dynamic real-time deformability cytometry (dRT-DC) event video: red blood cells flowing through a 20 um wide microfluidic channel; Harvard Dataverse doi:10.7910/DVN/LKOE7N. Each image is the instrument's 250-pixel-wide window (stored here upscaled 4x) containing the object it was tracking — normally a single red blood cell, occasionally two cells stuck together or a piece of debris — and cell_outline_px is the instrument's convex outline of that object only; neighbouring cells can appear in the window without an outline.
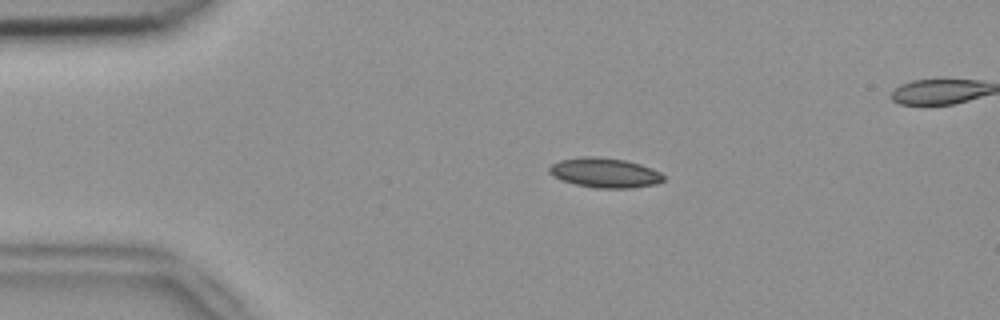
{"species": "common noctule bat (a hibernating species)", "species_latin": "Nyctalus noctula", "temperature_condition": "room temperature", "stored_images_in_passage": 44, "segment_of_instrument_passage": [1, 2], "camera_frame_rate_fps": 3000, "um_per_image_px": 0.085, "animal": {"sex": "female", "body_mass_g": 18.4}, "frame": {"image": 1, "passage_image": 1, "time_ms": 0.0, "image_size_px": [1000, 320], "cell_outline_px": [[664, 180], [656, 184], [632, 188], [596, 188], [576, 184], [560, 180], [552, 176], [548, 172], [548, 168], [552, 164], [560, 160], [584, 156], [596, 156], [624, 160], [640, 164], [652, 168], [660, 172], [664, 176]], "centroid_in_image_um": [51.39, 14.69], "position_along_channel_um": 33.6, "area_um2": 19.88}}
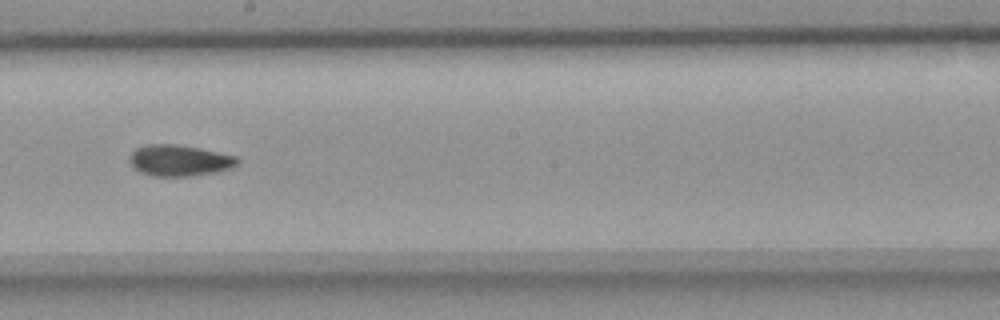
{"frame": {"image": 2, "passage_image": 20, "time_ms": 6.333, "image_size_px": [1000, 320], "cell_outline_px": [[240, 160], [232, 168], [216, 172], [192, 176], [152, 176], [140, 172], [128, 160], [128, 156], [136, 148], [148, 144], [172, 144], [200, 148], [236, 156]], "centroid_in_image_um": [15.24, 13.64], "position_along_channel_um": 233.0, "area_um2": 19.59}}
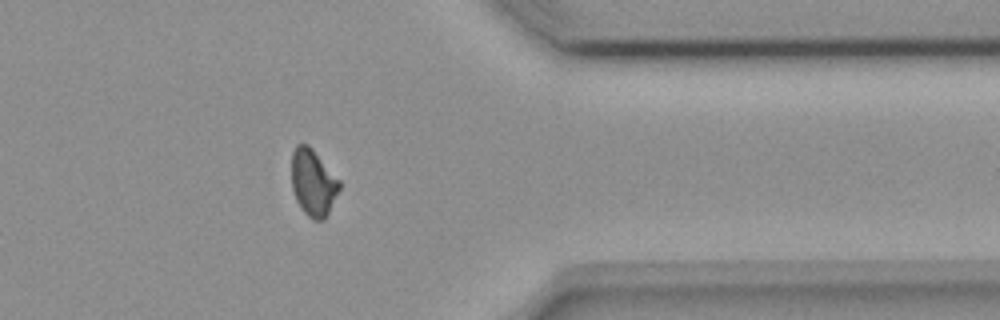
{"frame": {"image": 3, "passage_image": 33, "time_ms": 10.667, "image_size_px": [1000, 320], "cell_outline_px": [[340, 188], [324, 220], [312, 220], [300, 208], [296, 200], [292, 188], [292, 152], [296, 144], [308, 144], [312, 148], [340, 180]], "centroid_in_image_um": [26.6, 15.52], "position_along_channel_um": 384.8, "area_um2": 18.55}}